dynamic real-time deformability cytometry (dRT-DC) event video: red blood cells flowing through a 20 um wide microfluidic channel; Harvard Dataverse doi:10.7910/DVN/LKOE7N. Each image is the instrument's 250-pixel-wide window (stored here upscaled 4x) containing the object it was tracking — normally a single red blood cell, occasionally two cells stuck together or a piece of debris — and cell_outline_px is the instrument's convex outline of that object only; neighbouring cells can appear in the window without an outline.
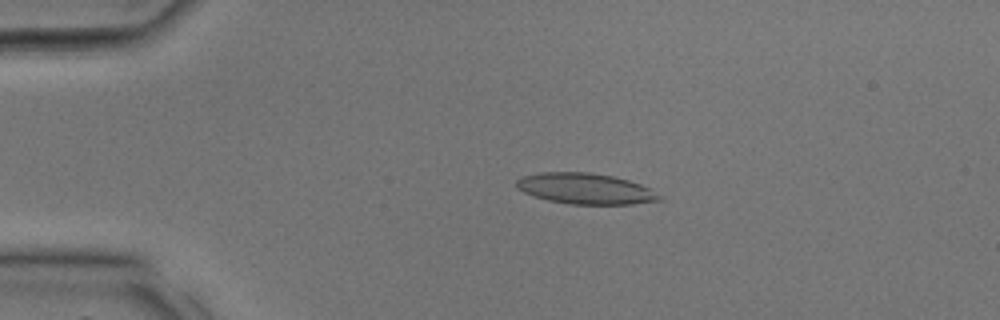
{"species": "common noctule bat (a hibernating species)", "species_latin": "Nyctalus noctula", "temperature_condition": "room temperature", "stored_images_in_passage": 14, "camera_frame_rate_fps": 3000, "um_per_image_px": 0.085, "animal": {"sex": "male", "body_mass_g": 17.9, "forearm_length_mm": 54.2}, "frame": {"image": 1, "passage_image": 7, "time_ms": 2.0, "image_size_px": [1000, 320], "cell_outline_px": [[664, 200], [632, 204], [572, 204], [548, 200], [524, 192], [516, 188], [516, 180], [524, 176], [540, 172], [588, 172], [612, 176], [628, 180], [640, 184], [648, 188], [660, 196]], "centroid_in_image_um": [49.75, 16.03], "position_along_channel_um": 35.2, "area_um2": 25.43}}
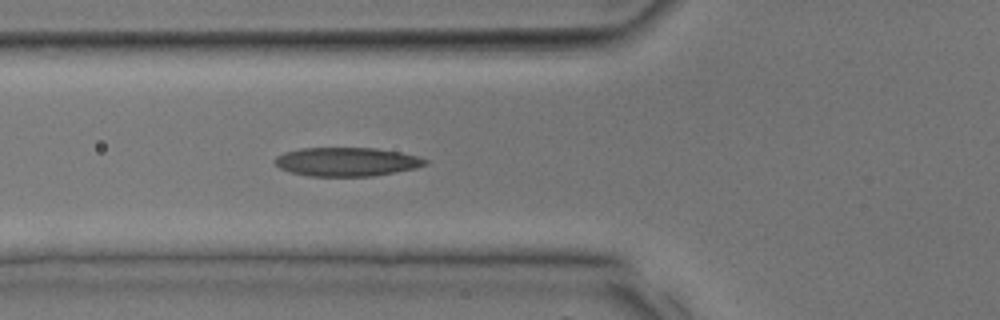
{"frame": {"image": 2, "passage_image": 12, "time_ms": 3.667, "image_size_px": [1000, 320], "cell_outline_px": [[428, 164], [416, 168], [372, 176], [308, 176], [288, 172], [280, 168], [272, 160], [276, 156], [284, 152], [300, 148], [376, 148], [400, 152], [416, 156], [428, 160]], "centroid_in_image_um": [29.43, 13.75], "position_along_channel_um": 96.4, "area_um2": 25.32}}